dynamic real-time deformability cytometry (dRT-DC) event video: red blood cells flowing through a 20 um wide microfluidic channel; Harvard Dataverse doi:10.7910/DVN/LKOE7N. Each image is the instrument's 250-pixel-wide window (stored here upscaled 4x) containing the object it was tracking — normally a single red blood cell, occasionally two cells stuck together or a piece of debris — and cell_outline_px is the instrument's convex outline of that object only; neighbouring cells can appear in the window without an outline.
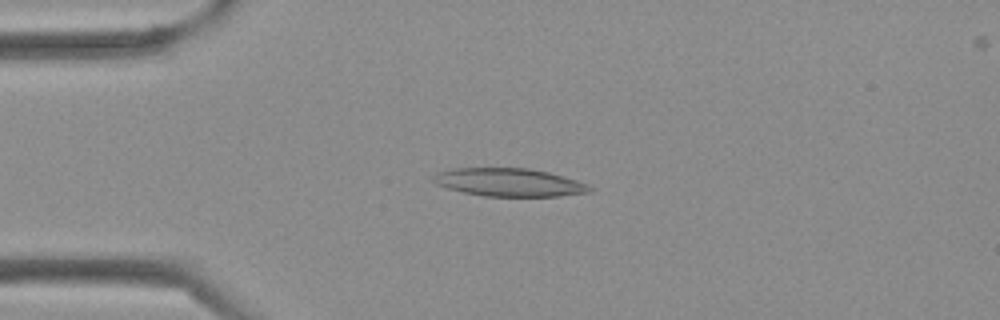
{"species": "Egyptian fruit bat (a non-hibernating species)", "species_latin": "Rousettus aegyptiacus", "temperature_condition": "cold", "stored_images_in_passage": 38, "camera_frame_rate_fps": 3000, "um_per_image_px": 0.085, "frame": {"image": 1, "passage_image": 7, "time_ms": 2.0, "image_size_px": [1000, 320], "cell_outline_px": [[592, 192], [560, 196], [484, 196], [464, 192], [448, 188], [436, 184], [432, 180], [432, 176], [436, 172], [452, 168], [528, 168], [548, 172], [576, 180], [588, 184], [592, 188]], "centroid_in_image_um": [43.26, 15.49], "position_along_channel_um": 41.7, "area_um2": 25.61}}
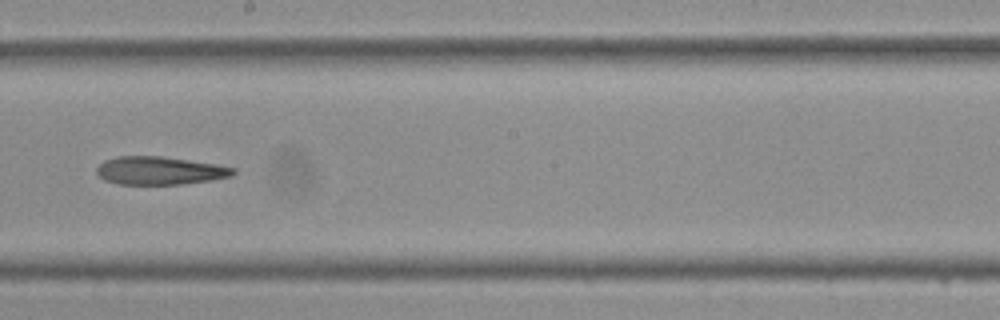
{"frame": {"image": 2, "passage_image": 20, "time_ms": 6.333, "image_size_px": [1000, 320], "cell_outline_px": [[236, 172], [232, 176], [212, 180], [184, 184], [116, 184], [104, 180], [96, 172], [96, 168], [104, 160], [116, 156], [160, 156], [216, 164], [236, 168]], "centroid_in_image_um": [13.58, 14.5], "position_along_channel_um": 234.6, "area_um2": 22.43}}
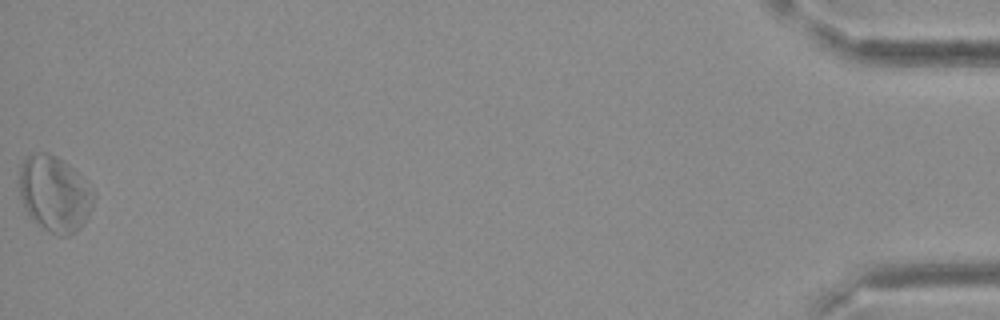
{"frame": {"image": 3, "passage_image": 38, "time_ms": 12.333, "image_size_px": [1000, 320], "cell_outline_px": [[96, 196], [92, 208], [88, 216], [80, 228], [76, 232], [68, 236], [56, 236], [36, 224], [28, 216], [24, 208], [20, 196], [20, 168], [24, 160], [32, 152], [48, 152], [64, 160], [96, 192]], "centroid_in_image_um": [4.65, 16.5], "position_along_channel_um": 430.6, "area_um2": 33.29}}